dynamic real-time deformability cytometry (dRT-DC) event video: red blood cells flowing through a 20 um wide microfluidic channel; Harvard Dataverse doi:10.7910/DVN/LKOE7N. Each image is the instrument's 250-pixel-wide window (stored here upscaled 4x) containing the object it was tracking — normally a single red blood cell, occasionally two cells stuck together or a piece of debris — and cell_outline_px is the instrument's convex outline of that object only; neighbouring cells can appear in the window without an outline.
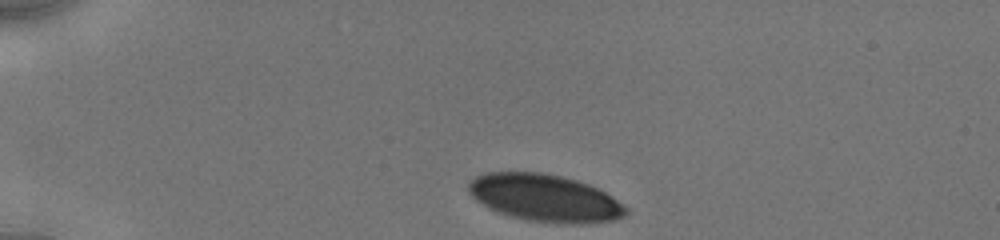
{"species": "human", "species_latin": "Homo sapiens", "temperature_condition": "cold", "stored_images_in_passage": 7, "camera_frame_rate_fps": 3000, "um_per_image_px": 0.085, "donor": {"sex": "male"}, "frame": {"image": 1, "passage_image": 1, "time_ms": 0.0, "image_size_px": [1000, 240], "cell_outline_px": [[628, 212], [624, 216], [616, 220], [588, 224], [556, 224], [528, 220], [512, 216], [488, 208], [476, 200], [468, 192], [468, 184], [476, 176], [484, 172], [540, 172], [560, 176], [576, 180], [588, 184], [604, 192], [624, 204], [628, 208]], "centroid_in_image_um": [46.33, 16.84], "position_along_channel_um": 38.7, "area_um2": 43.52}}
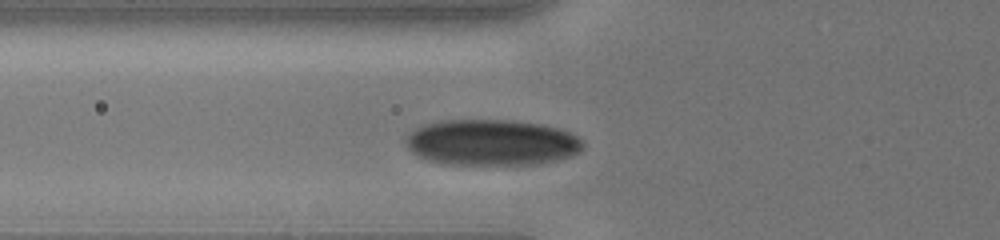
{"frame": {"image": 2, "passage_image": 5, "time_ms": 2.667, "image_size_px": [1000, 240], "cell_outline_px": [[584, 144], [580, 152], [572, 156], [540, 164], [440, 164], [416, 156], [408, 148], [404, 140], [408, 132], [424, 124], [440, 120], [516, 120], [544, 124], [560, 128], [584, 140]], "centroid_in_image_um": [41.79, 12.1], "position_along_channel_um": 84.0, "area_um2": 48.15}}
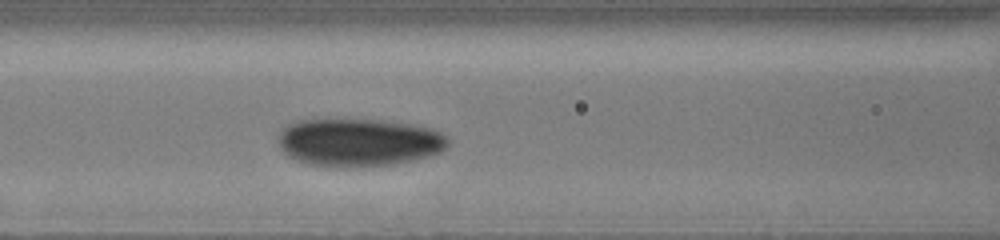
{"frame": {"image": 3, "passage_image": 7, "time_ms": 4.0, "image_size_px": [1000, 240], "cell_outline_px": [[448, 144], [440, 152], [428, 156], [396, 164], [336, 168], [304, 164], [288, 156], [280, 148], [280, 128], [296, 120], [384, 120], [412, 124], [432, 128], [448, 136]], "centroid_in_image_um": [30.48, 12.11], "position_along_channel_um": 136.1, "area_um2": 47.74}}